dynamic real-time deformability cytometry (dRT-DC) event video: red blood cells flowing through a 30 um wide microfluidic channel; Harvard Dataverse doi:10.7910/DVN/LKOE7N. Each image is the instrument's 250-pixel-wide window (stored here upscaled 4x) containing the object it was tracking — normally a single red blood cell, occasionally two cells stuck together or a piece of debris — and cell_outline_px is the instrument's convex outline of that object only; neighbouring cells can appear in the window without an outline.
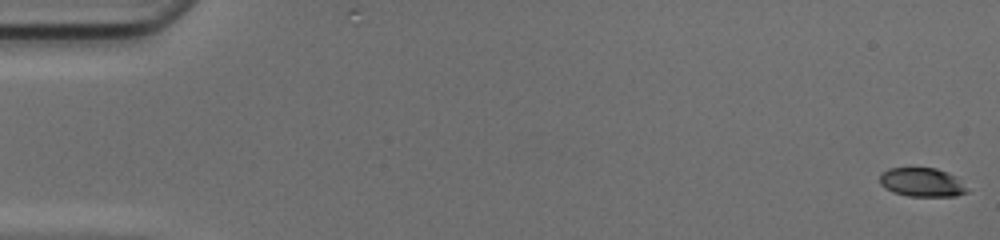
{"species": "common noctule bat (a hibernating species)", "species_latin": "Nyctalus noctula", "temperature_condition": "cold", "stored_images_in_passage": 48, "camera_frame_rate_fps": 3000, "um_per_image_px": 0.085, "animal": {"sex": "female", "body_mass_g": 17.0, "forearm_length_mm": 48.0}, "frame": {"image": 1, "passage_image": 1, "time_ms": 0.0, "image_size_px": [1000, 240], "cell_outline_px": [[968, 192], [956, 196], [908, 196], [892, 192], [884, 188], [880, 184], [880, 172], [888, 168], [936, 168], [948, 172], [956, 176]], "centroid_in_image_um": [78.32, 15.49], "position_along_channel_um": 6.7, "area_um2": 14.74}}
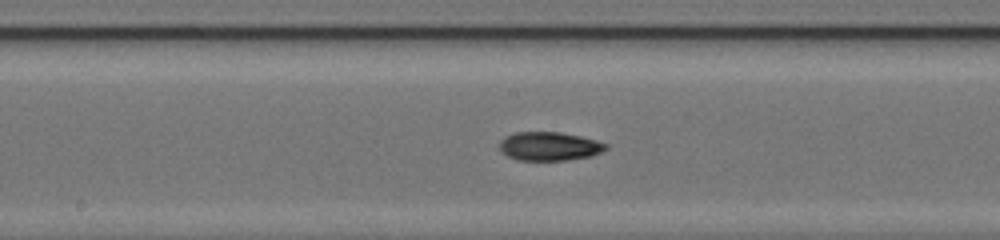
{"frame": {"image": 2, "passage_image": 27, "time_ms": 8.667, "image_size_px": [1000, 240], "cell_outline_px": [[608, 148], [592, 156], [568, 160], [516, 160], [500, 152], [500, 140], [504, 136], [516, 132], [560, 132], [580, 136], [596, 140], [608, 144]], "centroid_in_image_um": [46.68, 12.43], "position_along_channel_um": 201.5, "area_um2": 17.92}}
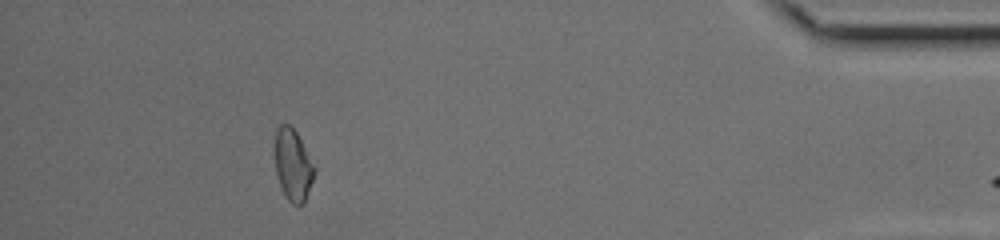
{"frame": {"image": 3, "passage_image": 46, "time_ms": 15.0, "image_size_px": [1000, 240], "cell_outline_px": [[316, 172], [304, 204], [292, 204], [288, 200], [280, 184], [276, 172], [276, 128], [280, 124], [292, 124], [316, 168]], "centroid_in_image_um": [24.93, 14.01], "position_along_channel_um": 410.3, "area_um2": 16.36}, "authors_computed_cell_mechanics": {"area_um2": 17.2533, "velocity_mm_per_s": 4.2027, "shape_relaxation_time_tau1_ms": 5.1667, "shape_relaxation_time_tau2_ms": 8.9812, "deformation_change_tau1": 0.1688, "deformation_change_tau2": 0.142}}